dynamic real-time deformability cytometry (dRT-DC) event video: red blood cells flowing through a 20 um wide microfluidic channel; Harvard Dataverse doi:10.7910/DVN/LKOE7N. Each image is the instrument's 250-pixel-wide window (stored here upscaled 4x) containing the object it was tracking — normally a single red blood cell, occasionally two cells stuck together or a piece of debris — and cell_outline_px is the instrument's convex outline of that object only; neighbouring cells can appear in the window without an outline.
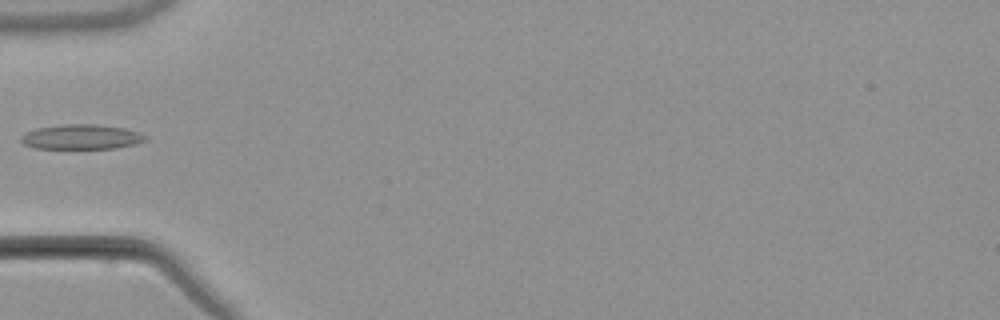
{"species": "common noctule bat (a hibernating species)", "species_latin": "Nyctalus noctula", "temperature_condition": "warm", "stored_images_in_passage": 2, "camera_frame_rate_fps": 3000, "um_per_image_px": 0.085, "animal": {"sex": "male", "body_mass_g": 21.5, "forearm_length_mm": 52.0}, "frame": {"image": 1, "passage_image": 2, "time_ms": 1.333, "image_size_px": [1000, 320], "cell_outline_px": [[148, 140], [136, 144], [116, 148], [32, 148], [24, 144], [20, 140], [20, 136], [24, 132], [36, 128], [60, 124], [96, 124], [124, 128], [140, 132], [148, 136]], "centroid_in_image_um": [6.92, 11.63], "position_along_channel_um": 78.1, "area_um2": 18.26}}